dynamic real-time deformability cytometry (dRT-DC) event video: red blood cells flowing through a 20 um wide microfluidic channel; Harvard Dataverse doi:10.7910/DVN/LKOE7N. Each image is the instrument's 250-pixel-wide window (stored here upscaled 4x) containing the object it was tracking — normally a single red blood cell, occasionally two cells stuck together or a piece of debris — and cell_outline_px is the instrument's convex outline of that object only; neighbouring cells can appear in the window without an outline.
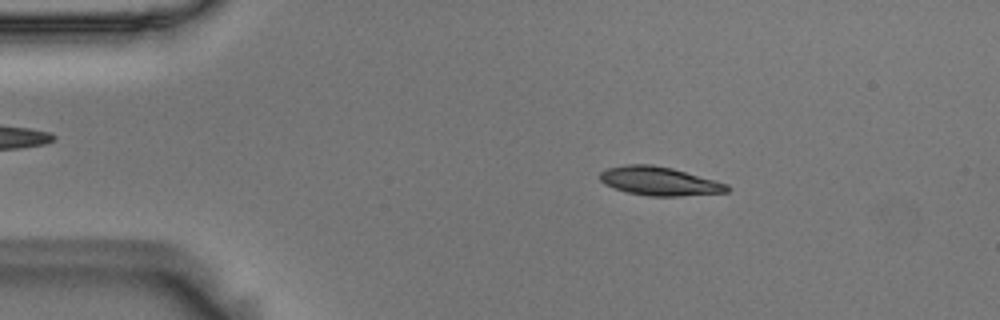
{"species": "Egyptian fruit bat (a non-hibernating species)", "species_latin": "Rousettus aegyptiacus", "temperature_condition": "room temperature", "stored_images_in_passage": 54, "camera_frame_rate_fps": 3000, "um_per_image_px": 0.085, "animal": {"sex": "male"}, "frame": {"image": 1, "passage_image": 9, "time_ms": 2.667, "image_size_px": [1000, 320], "cell_outline_px": [[732, 188], [728, 192], [680, 196], [648, 196], [628, 192], [612, 188], [604, 184], [600, 180], [600, 172], [608, 168], [624, 164], [652, 164], [672, 168], [716, 180], [728, 184]], "centroid_in_image_um": [56.06, 15.39], "position_along_channel_um": 28.9, "area_um2": 21.44}}
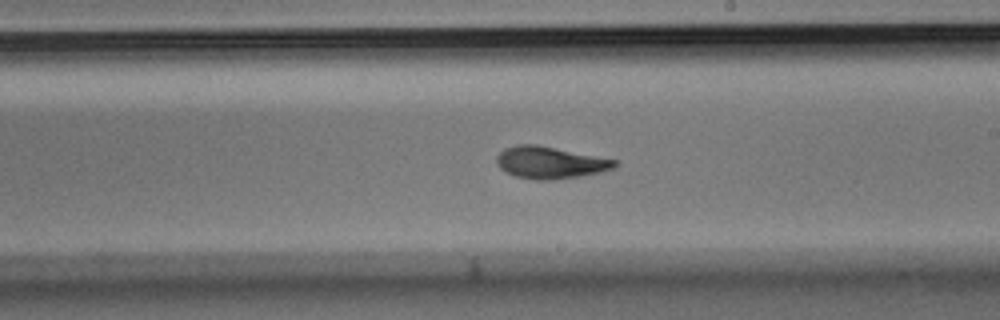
{"frame": {"image": 2, "passage_image": 31, "time_ms": 10.0, "image_size_px": [1000, 320], "cell_outline_px": [[616, 164], [612, 168], [600, 172], [580, 176], [552, 180], [536, 180], [516, 176], [500, 168], [496, 164], [496, 156], [504, 148], [516, 144], [536, 144], [616, 160]], "centroid_in_image_um": [46.7, 13.81], "position_along_channel_um": 242.3, "area_um2": 21.79}}
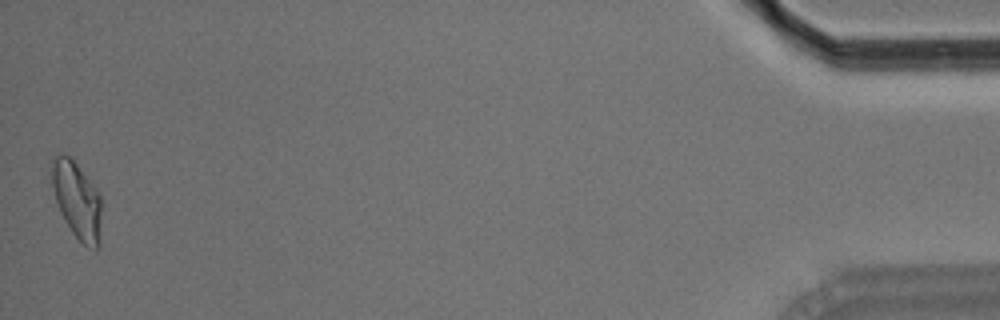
{"frame": {"image": 3, "passage_image": 54, "time_ms": 17.667, "image_size_px": [1000, 320], "cell_outline_px": [[100, 248], [96, 252], [84, 244], [72, 232], [64, 220], [60, 212], [56, 200], [52, 184], [52, 160], [60, 152], [64, 152], [76, 164], [100, 192]], "centroid_in_image_um": [6.56, 17.04], "position_along_channel_um": 428.6, "area_um2": 22.2}, "authors_computed_cell_mechanics": {"area_um2": 21.4149, "velocity_mm_per_s": 3.6428, "shape_relaxation_time_tau1_ms": 4.8607, "shape_relaxation_time_tau2_ms": 2.4746, "deformation_change_tau1": 0.1524, "deformation_change_tau2": 0.0758}}